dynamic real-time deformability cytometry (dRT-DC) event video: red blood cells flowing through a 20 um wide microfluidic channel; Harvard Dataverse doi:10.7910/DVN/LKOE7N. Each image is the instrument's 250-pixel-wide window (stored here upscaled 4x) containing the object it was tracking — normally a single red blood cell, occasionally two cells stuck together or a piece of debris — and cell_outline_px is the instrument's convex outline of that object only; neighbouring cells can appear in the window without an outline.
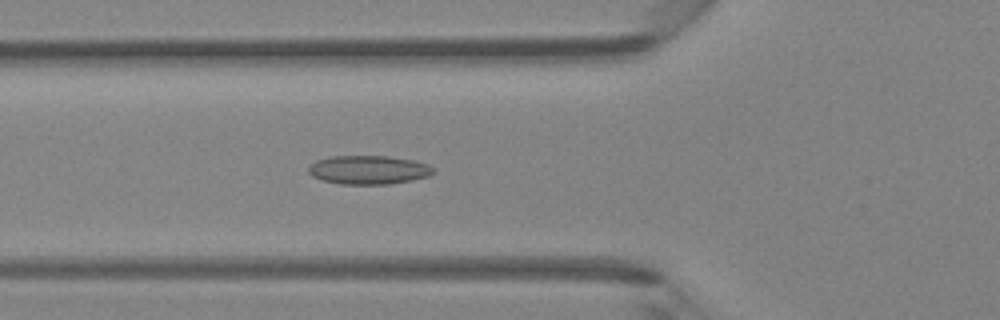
{"species": "Egyptian fruit bat (a non-hibernating species)", "species_latin": "Rousettus aegyptiacus", "temperature_condition": "room temperature", "stored_images_in_passage": 47, "camera_frame_rate_fps": 3000, "um_per_image_px": 0.085, "animal": {"sex": "female"}, "frame": {"image": 1, "passage_image": 17, "time_ms": 5.333, "image_size_px": [1000, 320], "cell_outline_px": [[436, 172], [428, 176], [412, 180], [388, 184], [340, 184], [320, 180], [312, 176], [308, 172], [308, 168], [316, 160], [332, 156], [388, 156], [412, 160], [428, 164]], "centroid_in_image_um": [31.31, 14.44], "position_along_channel_um": 94.5, "area_um2": 20.92}}
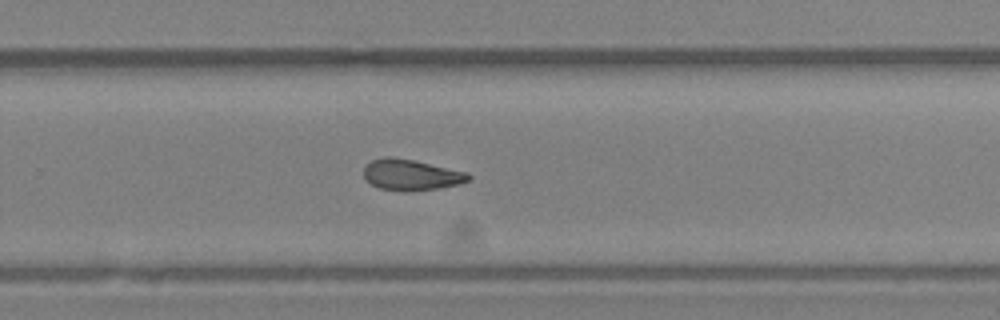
{"frame": {"image": 2, "passage_image": 31, "time_ms": 10.0, "image_size_px": [1000, 320], "cell_outline_px": [[472, 180], [460, 184], [440, 188], [408, 192], [380, 188], [364, 180], [364, 168], [372, 160], [388, 156], [412, 160], [468, 172], [472, 176]], "centroid_in_image_um": [34.98, 14.88], "position_along_channel_um": 294.8, "area_um2": 18.96}}
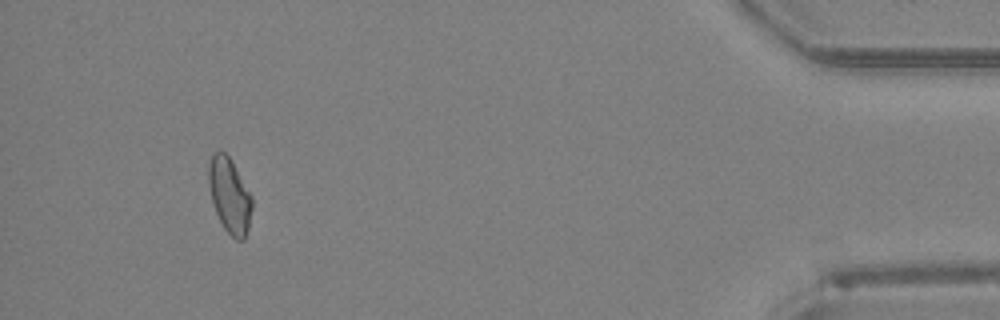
{"frame": {"image": 3, "passage_image": 44, "time_ms": 14.333, "image_size_px": [1000, 320], "cell_outline_px": [[252, 208], [248, 228], [244, 240], [236, 240], [224, 228], [212, 204], [208, 184], [208, 164], [212, 152], [224, 152], [232, 160], [252, 196]], "centroid_in_image_um": [19.5, 16.59], "position_along_channel_um": 415.7, "area_um2": 19.07}, "authors_computed_cell_mechanics": {"area_um2": 19.4786, "velocity_mm_per_s": 4.3141, "shape_relaxation_time_tau1_ms": null, "shape_relaxation_time_tau2_ms": 3.725, "deformation_change_tau1": null, "deformation_change_tau2": 0.0956}}